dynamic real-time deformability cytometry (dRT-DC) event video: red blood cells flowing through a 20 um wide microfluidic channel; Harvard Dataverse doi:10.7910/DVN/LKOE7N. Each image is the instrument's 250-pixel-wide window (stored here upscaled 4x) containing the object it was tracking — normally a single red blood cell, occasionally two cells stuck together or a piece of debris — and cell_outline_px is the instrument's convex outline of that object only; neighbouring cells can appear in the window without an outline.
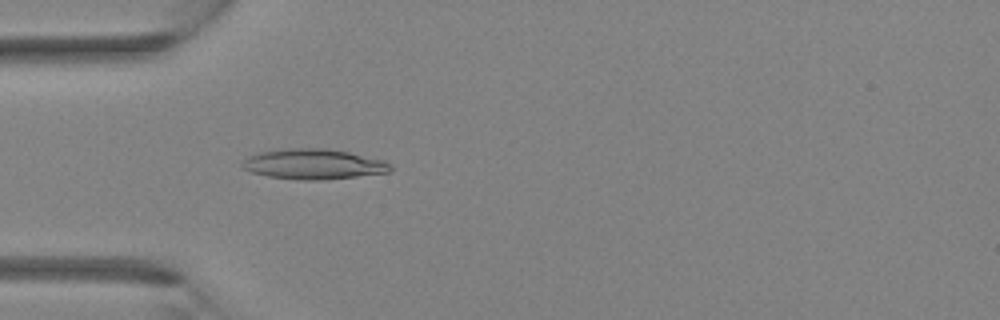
{"species": "Egyptian fruit bat (a non-hibernating species)", "species_latin": "Rousettus aegyptiacus", "temperature_condition": "room temperature", "stored_images_in_passage": 2, "camera_frame_rate_fps": 3000, "um_per_image_px": 0.085, "animal": {"sex": "female"}, "frame": {"image": 1, "passage_image": 2, "time_ms": 2.0, "image_size_px": [1000, 320], "cell_outline_px": [[392, 172], [320, 180], [300, 180], [268, 176], [252, 172], [244, 168], [240, 164], [248, 156], [260, 152], [288, 148], [324, 148], [348, 152], [384, 160], [392, 164]], "centroid_in_image_um": [26.67, 13.95], "position_along_channel_um": 58.3, "area_um2": 26.07}}